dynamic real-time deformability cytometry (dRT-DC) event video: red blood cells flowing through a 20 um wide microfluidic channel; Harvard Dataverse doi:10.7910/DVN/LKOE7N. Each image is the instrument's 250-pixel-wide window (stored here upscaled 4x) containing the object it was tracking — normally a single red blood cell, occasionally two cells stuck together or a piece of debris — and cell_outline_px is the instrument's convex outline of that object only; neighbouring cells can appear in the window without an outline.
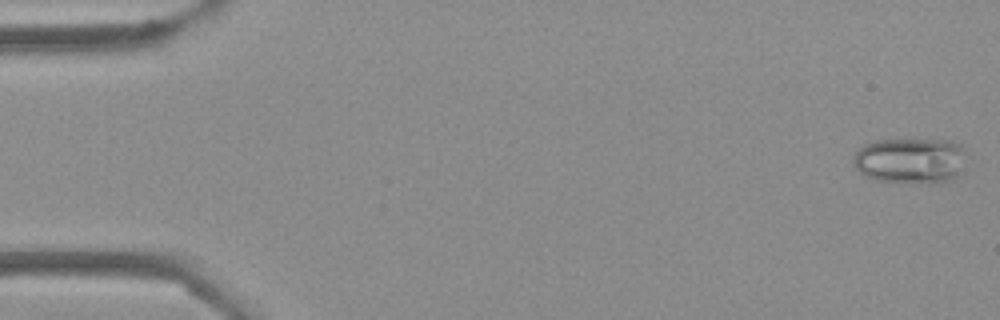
{"species": "Egyptian fruit bat (a non-hibernating species)", "species_latin": "Rousettus aegyptiacus", "temperature_condition": "cold", "stored_images_in_passage": 53, "camera_frame_rate_fps": 3000, "um_per_image_px": 0.085, "frame": {"image": 1, "passage_image": 1, "time_ms": 0.0, "image_size_px": [1000, 320], "cell_outline_px": [[964, 172], [960, 176], [952, 180], [876, 180], [864, 176], [852, 164], [852, 156], [864, 144], [876, 140], [952, 140], [960, 144]], "centroid_in_image_um": [77.33, 13.61], "position_along_channel_um": 7.7, "area_um2": 29.36}}
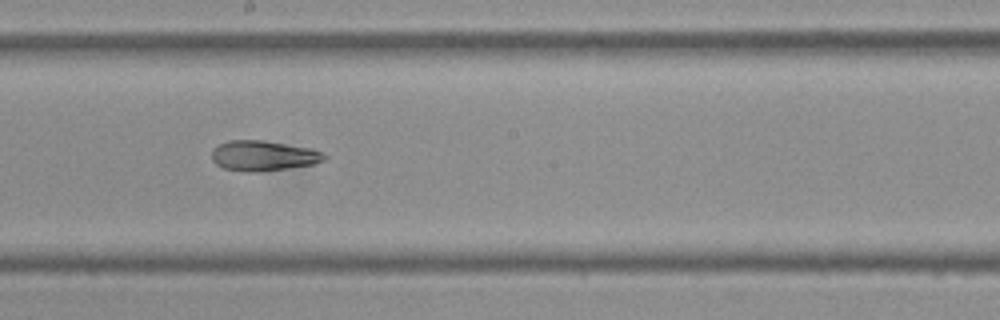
{"frame": {"image": 2, "passage_image": 29, "time_ms": 9.333, "image_size_px": [1000, 320], "cell_outline_px": [[328, 160], [312, 164], [288, 168], [256, 172], [248, 172], [224, 168], [216, 164], [212, 160], [212, 148], [228, 140], [264, 140], [312, 148], [324, 152], [328, 156]], "centroid_in_image_um": [22.42, 13.23], "position_along_channel_um": 225.8, "area_um2": 20.06}}
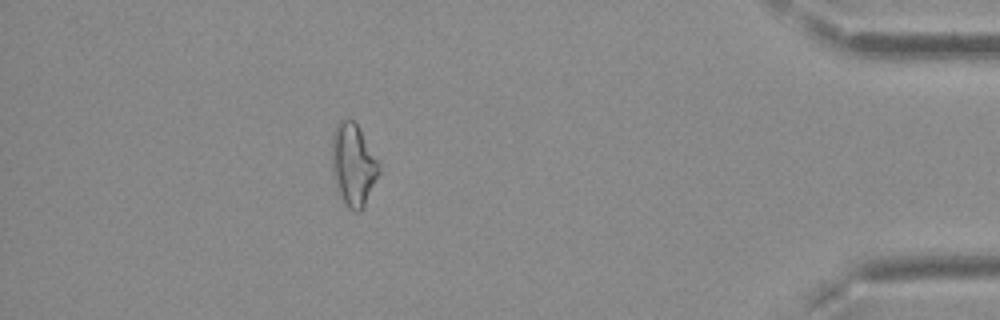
{"frame": {"image": 3, "passage_image": 47, "time_ms": 15.333, "image_size_px": [1000, 320], "cell_outline_px": [[380, 172], [360, 212], [352, 212], [344, 204], [336, 192], [332, 176], [332, 136], [336, 124], [340, 120], [352, 120], [356, 124], [380, 164]], "centroid_in_image_um": [29.99, 14.06], "position_along_channel_um": 405.2, "area_um2": 22.6}, "authors_computed_cell_mechanics": {"area_um2": 21.2126, "velocity_mm_per_s": 3.8021, "shape_relaxation_time_tau1_ms": null, "shape_relaxation_time_tau2_ms": 1.5476, "deformation_change_tau1": null, "deformation_change_tau2": 0.0732}}